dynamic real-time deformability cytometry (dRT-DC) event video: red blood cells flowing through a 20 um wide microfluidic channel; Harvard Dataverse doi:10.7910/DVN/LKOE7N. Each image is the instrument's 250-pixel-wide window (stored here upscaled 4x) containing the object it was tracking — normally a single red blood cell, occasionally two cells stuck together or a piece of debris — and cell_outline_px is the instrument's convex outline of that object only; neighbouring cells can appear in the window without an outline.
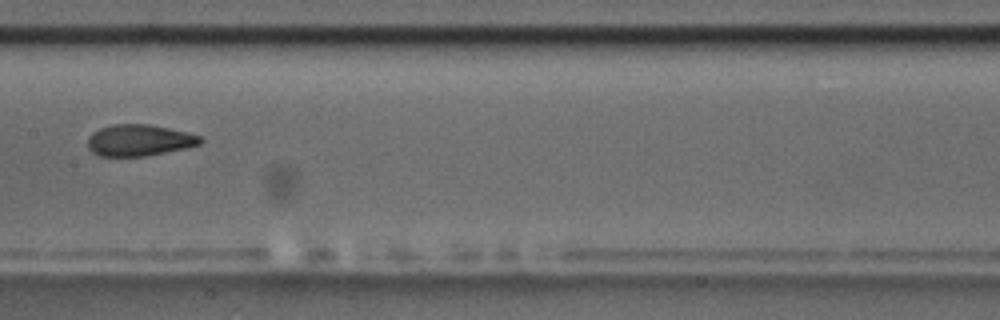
{"species": "common noctule bat (a hibernating species)", "species_latin": "Nyctalus noctula", "temperature_condition": "room temperature", "stored_images_in_passage": 12, "camera_frame_rate_fps": 3000, "um_per_image_px": 0.085, "animal": {"sex": "male", "body_mass_g": 17.5, "forearm_length_mm": 52.3}, "frame": {"image": 1, "passage_image": 7, "time_ms": 8.0, "image_size_px": [1000, 320], "cell_outline_px": [[204, 140], [200, 144], [188, 148], [144, 156], [100, 156], [92, 152], [88, 148], [88, 136], [92, 132], [100, 128], [112, 124], [148, 124], [188, 132], [200, 136]], "centroid_in_image_um": [11.83, 11.92], "position_along_channel_um": 195.6, "area_um2": 20.75}}
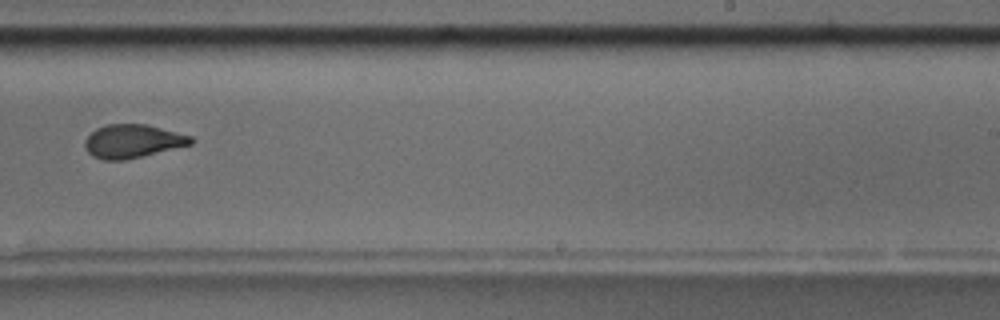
{"frame": {"image": 2, "passage_image": 9, "time_ms": 10.333, "image_size_px": [1000, 320], "cell_outline_px": [[196, 140], [192, 144], [124, 160], [104, 160], [92, 156], [84, 148], [84, 140], [96, 128], [104, 124], [144, 124], [192, 136]], "centroid_in_image_um": [11.24, 12.0], "position_along_channel_um": 277.8, "area_um2": 20.58}}